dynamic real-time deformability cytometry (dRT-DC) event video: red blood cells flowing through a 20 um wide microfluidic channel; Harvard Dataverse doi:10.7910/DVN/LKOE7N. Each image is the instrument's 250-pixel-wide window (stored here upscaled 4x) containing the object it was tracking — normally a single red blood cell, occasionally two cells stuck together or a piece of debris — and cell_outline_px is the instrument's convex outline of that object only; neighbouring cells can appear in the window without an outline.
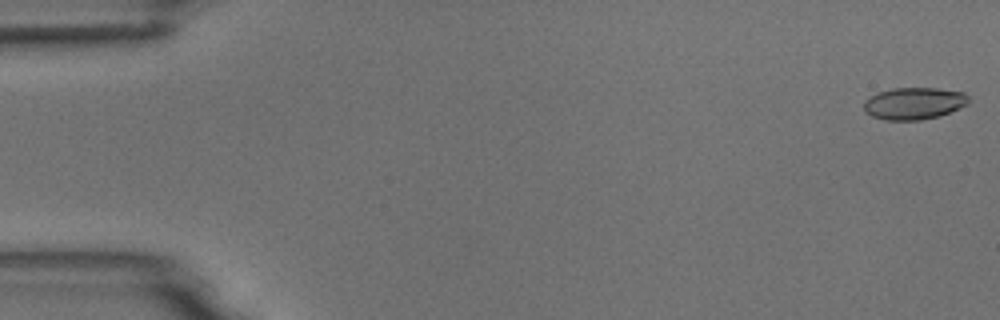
{"species": "common noctule bat (a hibernating species)", "species_latin": "Nyctalus noctula", "temperature_condition": "room temperature", "stored_images_in_passage": 6, "camera_frame_rate_fps": 3000, "um_per_image_px": 0.085, "animal": {"sex": "male", "body_mass_g": 18.8}, "frame": {"image": 1, "passage_image": 1, "time_ms": 0.0, "image_size_px": [1000, 320], "cell_outline_px": [[968, 104], [948, 112], [936, 116], [920, 120], [888, 120], [872, 116], [864, 112], [864, 100], [876, 92], [892, 88], [936, 88], [964, 92], [968, 96]], "centroid_in_image_um": [77.64, 8.77], "position_along_channel_um": 7.4, "area_um2": 19.48}}
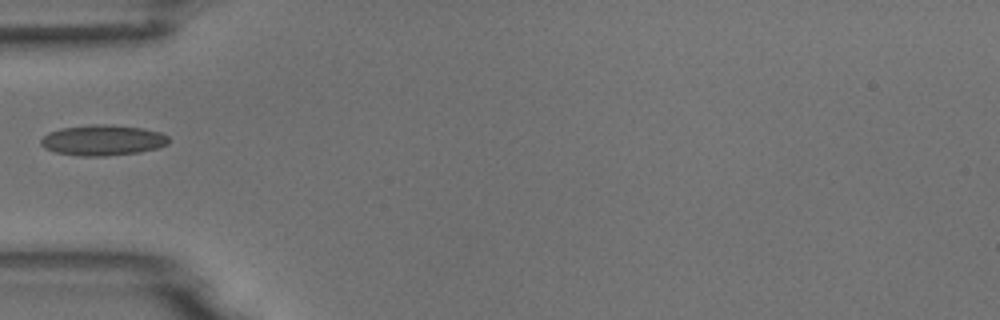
{"frame": {"image": 2, "passage_image": 5, "time_ms": 5.667, "image_size_px": [1000, 320], "cell_outline_px": [[168, 144], [160, 148], [140, 152], [104, 156], [80, 156], [56, 152], [44, 148], [40, 144], [40, 140], [48, 132], [60, 128], [92, 124], [104, 124], [140, 128], [160, 132], [168, 136]], "centroid_in_image_um": [8.72, 11.92], "position_along_channel_um": 76.3, "area_um2": 22.83}}